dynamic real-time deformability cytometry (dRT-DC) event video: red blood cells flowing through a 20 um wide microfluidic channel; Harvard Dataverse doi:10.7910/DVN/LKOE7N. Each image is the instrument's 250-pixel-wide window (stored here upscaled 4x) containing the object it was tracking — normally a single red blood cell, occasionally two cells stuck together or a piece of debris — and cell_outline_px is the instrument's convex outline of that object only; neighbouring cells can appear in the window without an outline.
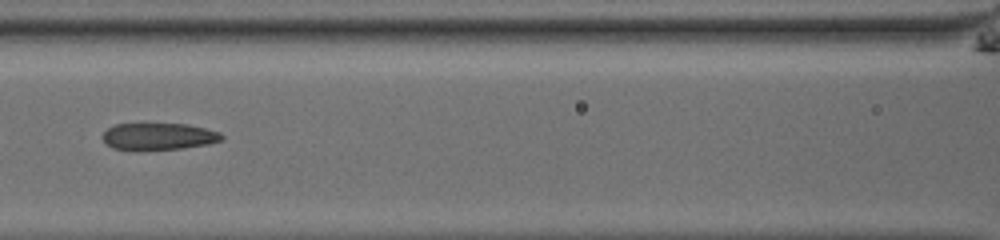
{"species": "common noctule bat (a hibernating species)", "species_latin": "Nyctalus noctula", "temperature_condition": "room temperature", "stored_images_in_passage": 36, "camera_frame_rate_fps": 3000, "um_per_image_px": 0.085, "animal": {"sex": "male", "body_mass_g": 13.0, "forearm_length_mm": 53.1}, "frame": {"image": 1, "passage_image": 26, "time_ms": 8.333, "image_size_px": [1000, 240], "cell_outline_px": [[224, 140], [208, 144], [180, 148], [140, 152], [136, 152], [112, 148], [100, 136], [108, 128], [116, 124], [188, 124], [220, 132], [224, 136]], "centroid_in_image_um": [13.46, 11.63], "position_along_channel_um": 153.1, "area_um2": 19.13}}